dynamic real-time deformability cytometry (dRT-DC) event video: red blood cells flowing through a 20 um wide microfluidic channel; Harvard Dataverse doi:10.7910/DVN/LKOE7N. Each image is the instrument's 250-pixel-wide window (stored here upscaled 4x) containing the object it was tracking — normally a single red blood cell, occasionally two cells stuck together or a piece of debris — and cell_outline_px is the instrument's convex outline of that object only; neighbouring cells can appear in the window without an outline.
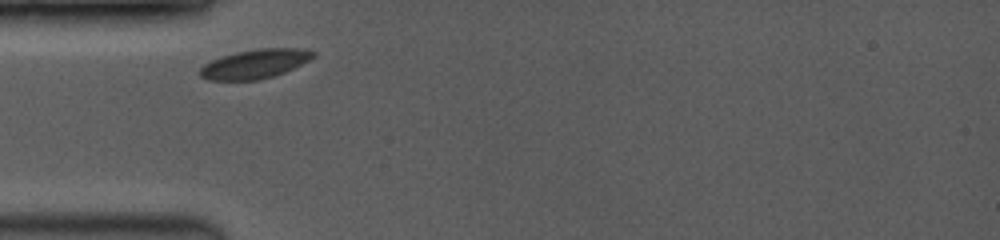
{"species": "common noctule bat (a hibernating species)", "species_latin": "Nyctalus noctula", "temperature_condition": "room temperature", "stored_images_in_passage": 33, "camera_frame_rate_fps": 3500, "um_per_image_px": 0.085, "animal": {"sex": "female", "body_mass_g": 19.0, "forearm_length_mm": 53.3}, "frame": {"image": 1, "passage_image": 1, "time_ms": 0.0, "image_size_px": [1000, 240], "cell_outline_px": [[316, 56], [284, 72], [272, 76], [256, 80], [208, 80], [200, 76], [196, 72], [204, 64], [212, 60], [236, 52], [260, 48], [300, 48], [316, 52]], "centroid_in_image_um": [21.64, 5.43], "position_along_channel_um": 63.4, "area_um2": 19.07}}
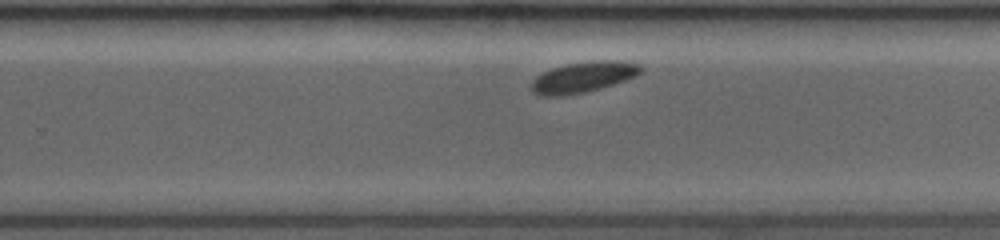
{"frame": {"image": 2, "passage_image": 19, "time_ms": 5.714, "image_size_px": [1000, 240], "cell_outline_px": [[644, 68], [636, 76], [600, 88], [584, 92], [564, 96], [540, 96], [532, 92], [528, 84], [536, 76], [552, 68], [564, 64], [592, 60], [620, 60], [640, 64]], "centroid_in_image_um": [49.53, 6.55], "position_along_channel_um": 280.3, "area_um2": 19.88}}
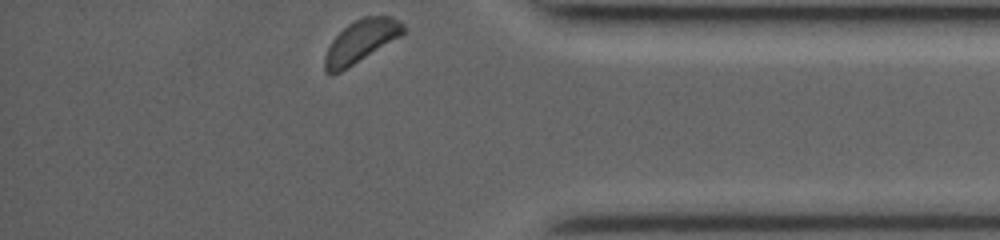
{"frame": {"image": 3, "passage_image": 33, "time_ms": 9.143, "image_size_px": [1000, 240], "cell_outline_px": [[404, 32], [400, 36], [340, 72], [324, 72], [324, 56], [332, 40], [348, 24], [364, 16], [392, 16], [400, 20], [404, 24]], "centroid_in_image_um": [30.68, 3.48], "position_along_channel_um": 404.5, "area_um2": 19.02}}